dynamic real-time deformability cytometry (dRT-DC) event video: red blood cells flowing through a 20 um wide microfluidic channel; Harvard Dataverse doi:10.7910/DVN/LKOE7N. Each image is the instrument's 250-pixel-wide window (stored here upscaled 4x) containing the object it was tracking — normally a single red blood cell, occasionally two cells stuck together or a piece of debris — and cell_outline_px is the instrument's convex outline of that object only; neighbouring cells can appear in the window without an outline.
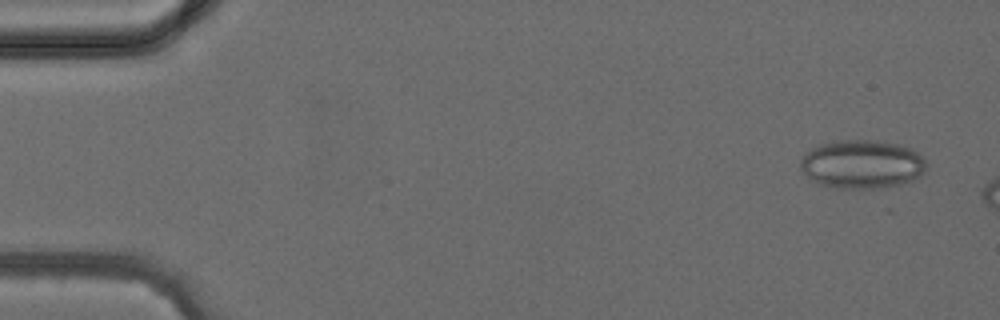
{"species": "common noctule bat (a hibernating species)", "species_latin": "Nyctalus noctula", "temperature_condition": "cold", "stored_images_in_passage": 2, "camera_frame_rate_fps": 3000, "um_per_image_px": 0.085, "animal": {"sex": "female", "body_mass_g": 24.6, "forearm_length_mm": 56.2}, "frame": {"image": 1, "passage_image": 1, "time_ms": 0.0, "image_size_px": [1000, 320], "cell_outline_px": [[928, 164], [924, 172], [920, 176], [912, 180], [900, 184], [880, 188], [836, 188], [820, 184], [812, 180], [800, 168], [800, 160], [804, 152], [820, 144], [836, 140], [876, 140], [900, 144], [912, 148]], "centroid_in_image_um": [73.26, 13.94], "position_along_channel_um": 11.7, "area_um2": 35.89}}